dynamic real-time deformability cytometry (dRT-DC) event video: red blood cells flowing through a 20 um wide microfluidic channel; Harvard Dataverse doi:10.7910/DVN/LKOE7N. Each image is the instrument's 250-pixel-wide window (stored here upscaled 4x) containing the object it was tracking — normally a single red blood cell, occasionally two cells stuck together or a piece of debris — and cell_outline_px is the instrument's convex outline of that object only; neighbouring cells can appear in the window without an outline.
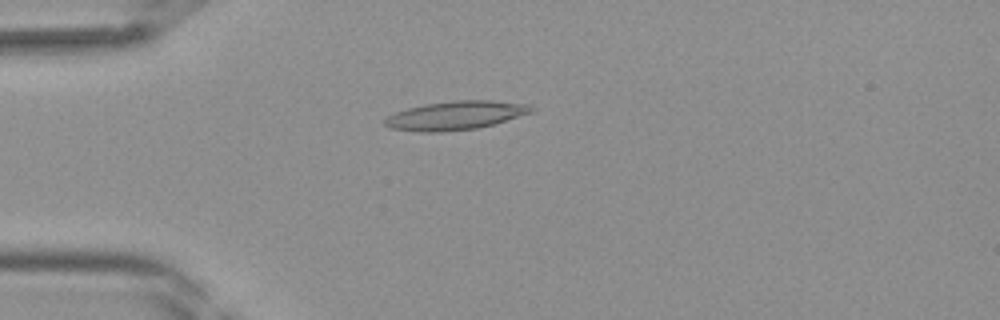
{"species": "Egyptian fruit bat (a non-hibernating species)", "species_latin": "Rousettus aegyptiacus", "temperature_condition": "room temperature", "stored_images_in_passage": 41, "camera_frame_rate_fps": 3000, "um_per_image_px": 0.085, "frame": {"image": 1, "passage_image": 11, "time_ms": 3.333, "image_size_px": [1000, 320], "cell_outline_px": [[536, 108], [532, 112], [492, 124], [476, 128], [440, 132], [420, 132], [392, 128], [384, 124], [384, 120], [388, 116], [396, 112], [408, 108], [428, 104], [456, 100], [492, 100], [528, 104]], "centroid_in_image_um": [38.74, 9.81], "position_along_channel_um": 46.3, "area_um2": 24.16}}
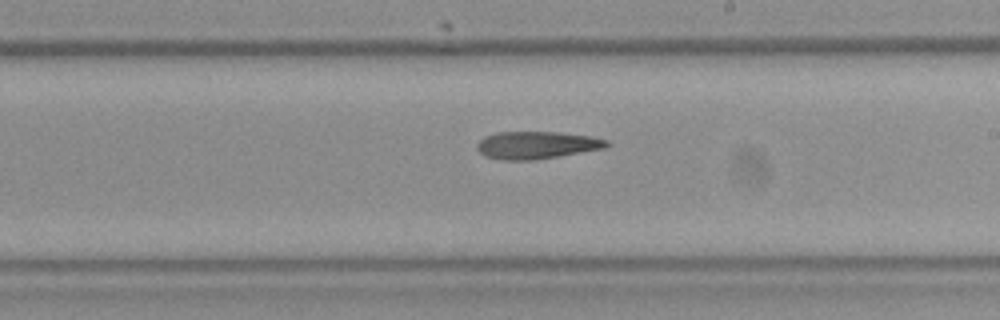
{"frame": {"image": 2, "passage_image": 24, "time_ms": 7.667, "image_size_px": [1000, 320], "cell_outline_px": [[608, 144], [604, 148], [560, 156], [536, 160], [500, 160], [484, 156], [476, 148], [476, 144], [484, 136], [496, 132], [560, 132], [588, 136], [608, 140]], "centroid_in_image_um": [45.56, 12.34], "position_along_channel_um": 243.4, "area_um2": 20.81}}
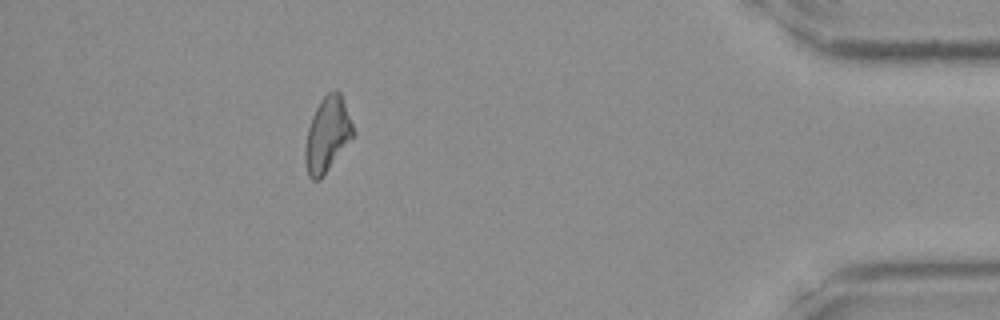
{"frame": {"image": 3, "passage_image": 37, "time_ms": 12.0, "image_size_px": [1000, 320], "cell_outline_px": [[352, 136], [320, 180], [312, 180], [308, 176], [304, 160], [304, 148], [308, 128], [312, 116], [320, 100], [328, 92], [336, 88], [340, 92], [344, 100], [352, 124]], "centroid_in_image_um": [27.77, 11.42], "position_along_channel_um": 407.4, "area_um2": 20.58}}